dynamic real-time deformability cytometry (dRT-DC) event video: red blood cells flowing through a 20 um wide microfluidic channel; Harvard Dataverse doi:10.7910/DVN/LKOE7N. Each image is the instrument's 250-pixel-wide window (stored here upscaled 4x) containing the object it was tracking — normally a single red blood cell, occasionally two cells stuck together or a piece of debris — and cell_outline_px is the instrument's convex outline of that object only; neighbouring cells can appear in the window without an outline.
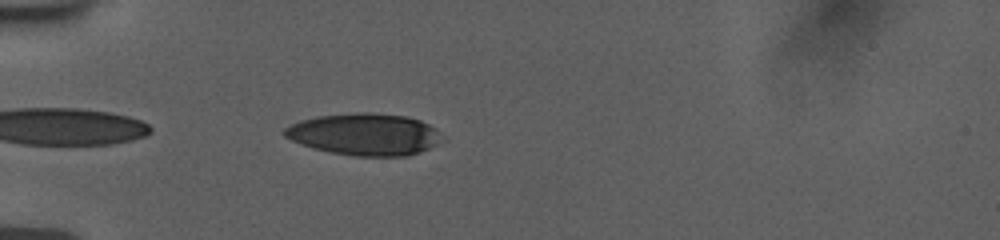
{"species": "human", "species_latin": "Homo sapiens", "temperature_condition": "room temperature", "stored_images_in_passage": 1, "camera_frame_rate_fps": 3000, "um_per_image_px": 0.085, "donor": {"sex": "female"}, "frame": {"image": 1, "passage_image": 1, "time_ms": 0.0, "image_size_px": [1000, 240], "cell_outline_px": [[444, 140], [420, 152], [404, 156], [356, 156], [328, 152], [312, 148], [300, 144], [284, 136], [280, 132], [284, 128], [300, 120], [316, 116], [356, 112], [368, 112], [408, 116], [420, 120], [428, 124], [440, 132]], "centroid_in_image_um": [30.97, 11.41], "position_along_channel_um": 54.0, "area_um2": 38.78}}